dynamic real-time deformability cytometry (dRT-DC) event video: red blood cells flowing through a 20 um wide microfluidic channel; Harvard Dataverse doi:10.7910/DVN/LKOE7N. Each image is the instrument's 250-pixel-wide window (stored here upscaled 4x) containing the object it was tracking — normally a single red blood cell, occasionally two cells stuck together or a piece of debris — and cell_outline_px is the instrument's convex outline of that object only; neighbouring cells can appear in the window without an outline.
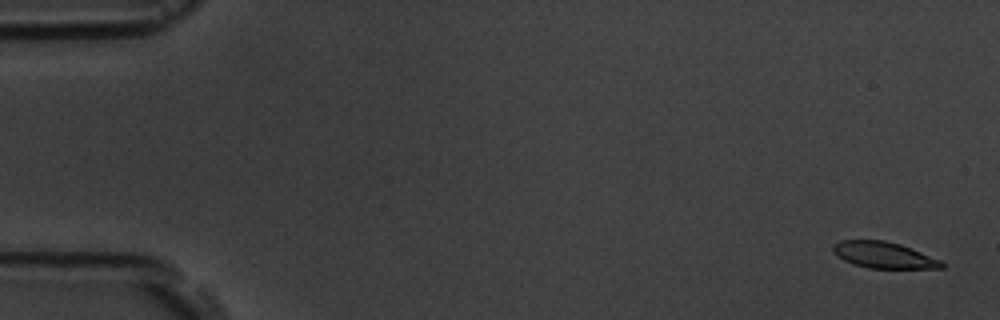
{"species": "common noctule bat (a hibernating species)", "species_latin": "Nyctalus noctula", "temperature_condition": "room temperature", "stored_images_in_passage": 6, "camera_frame_rate_fps": 3000, "um_per_image_px": 0.085, "animal": {"sex": "male", "body_mass_g": 19.5, "forearm_length_mm": 54.6}, "frame": {"image": 1, "passage_image": 1, "time_ms": 0.0, "image_size_px": [1000, 320], "cell_outline_px": [[944, 268], [868, 268], [852, 264], [844, 260], [832, 252], [832, 244], [840, 240], [884, 240], [900, 244], [912, 248], [940, 260], [944, 264]], "centroid_in_image_um": [75.08, 21.67], "position_along_channel_um": 9.9, "area_um2": 16.7}}
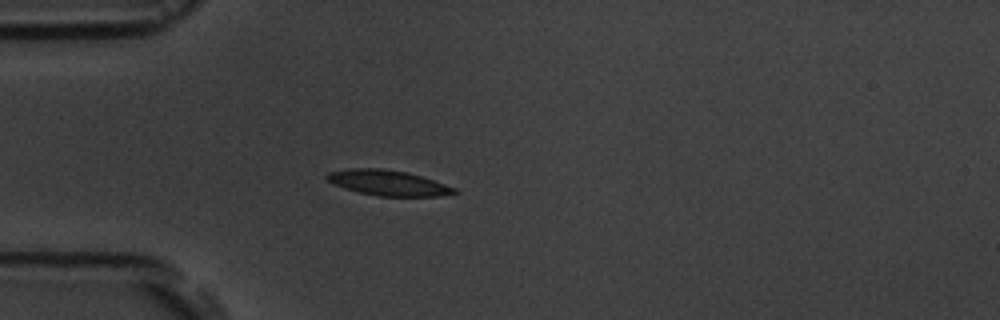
{"frame": {"image": 2, "passage_image": 5, "time_ms": 4.667, "image_size_px": [1000, 320], "cell_outline_px": [[460, 192], [444, 196], [376, 196], [344, 188], [328, 180], [324, 176], [328, 172], [348, 168], [380, 168], [404, 172], [420, 176], [456, 188]], "centroid_in_image_um": [32.99, 15.55], "position_along_channel_um": 52.0, "area_um2": 18.67}}